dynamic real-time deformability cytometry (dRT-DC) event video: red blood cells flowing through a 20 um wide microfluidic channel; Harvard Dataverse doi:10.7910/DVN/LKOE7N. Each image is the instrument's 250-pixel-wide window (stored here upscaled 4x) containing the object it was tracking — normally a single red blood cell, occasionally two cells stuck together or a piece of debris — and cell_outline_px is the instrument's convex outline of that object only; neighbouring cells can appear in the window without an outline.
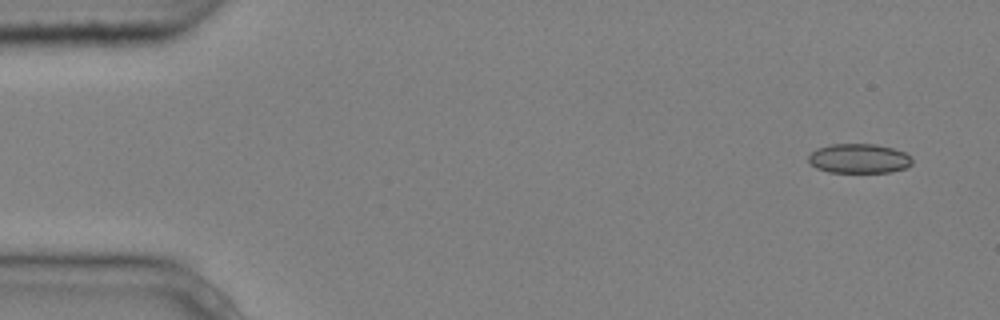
{"species": "common noctule bat (a hibernating species)", "species_latin": "Nyctalus noctula", "temperature_condition": "cold", "stored_images_in_passage": 4, "camera_frame_rate_fps": 3000, "um_per_image_px": 0.085, "animal": {"sex": "male", "body_mass_g": 20.4}, "frame": {"image": 1, "passage_image": 1, "time_ms": 0.0, "image_size_px": [1000, 320], "cell_outline_px": [[912, 164], [904, 168], [892, 172], [828, 172], [816, 168], [808, 160], [808, 156], [816, 148], [832, 144], [876, 144], [892, 148], [904, 152], [912, 156]], "centroid_in_image_um": [73.02, 13.47], "position_along_channel_um": 12.0, "area_um2": 17.86}}
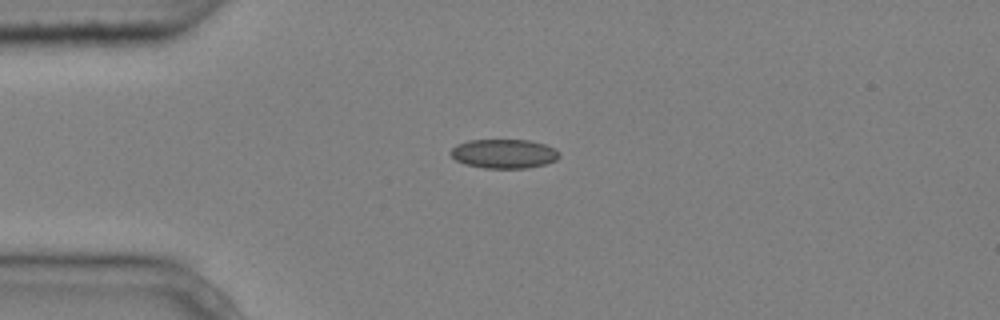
{"frame": {"image": 2, "passage_image": 4, "time_ms": 1.0, "image_size_px": [1000, 320], "cell_outline_px": [[560, 156], [556, 160], [544, 164], [528, 168], [484, 168], [464, 164], [456, 160], [448, 152], [456, 144], [468, 140], [528, 140], [544, 144], [556, 148], [560, 152]], "centroid_in_image_um": [42.83, 13.06], "position_along_channel_um": 42.2, "area_um2": 18.61}}